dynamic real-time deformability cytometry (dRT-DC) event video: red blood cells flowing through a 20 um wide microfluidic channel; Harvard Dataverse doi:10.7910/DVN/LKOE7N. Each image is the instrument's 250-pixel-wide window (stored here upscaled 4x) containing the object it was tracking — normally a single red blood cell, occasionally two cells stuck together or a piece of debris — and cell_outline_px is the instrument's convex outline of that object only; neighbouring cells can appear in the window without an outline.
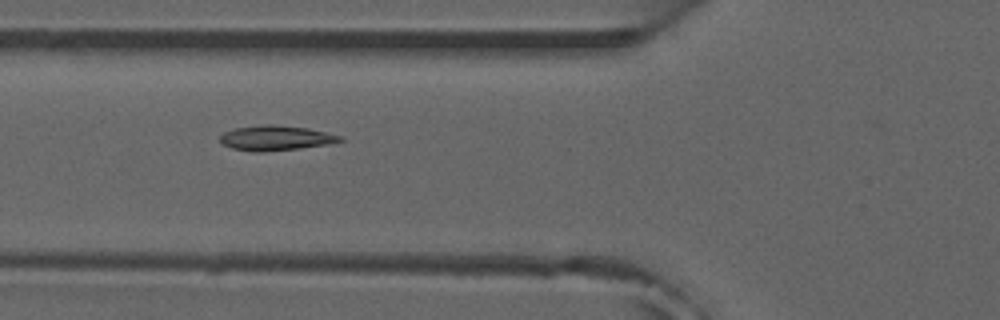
{"species": "common noctule bat (a hibernating species)", "species_latin": "Nyctalus noctula", "temperature_condition": "room temperature", "stored_images_in_passage": 47, "camera_frame_rate_fps": 3000, "um_per_image_px": 0.085, "animal": {"sex": "male", "forearm_length_mm": 52.5}, "frame": {"image": 1, "passage_image": 14, "time_ms": 4.333, "image_size_px": [1000, 320], "cell_outline_px": [[344, 140], [324, 144], [300, 148], [260, 152], [252, 152], [232, 148], [220, 144], [220, 136], [224, 132], [236, 128], [264, 124], [272, 124], [308, 128], [344, 136]], "centroid_in_image_um": [23.41, 11.73], "position_along_channel_um": 102.4, "area_um2": 17.4}, "authors_computed_cell_mechanics": {"area_um2": 16.8198, "velocity_mm_per_s": 3.8999, "shape_relaxation_time_tau1_ms": 8.2757, "shape_relaxation_time_tau2_ms": 1.496, "deformation_change_tau1": 0.1904, "deformation_change_tau2": 0.0505}}